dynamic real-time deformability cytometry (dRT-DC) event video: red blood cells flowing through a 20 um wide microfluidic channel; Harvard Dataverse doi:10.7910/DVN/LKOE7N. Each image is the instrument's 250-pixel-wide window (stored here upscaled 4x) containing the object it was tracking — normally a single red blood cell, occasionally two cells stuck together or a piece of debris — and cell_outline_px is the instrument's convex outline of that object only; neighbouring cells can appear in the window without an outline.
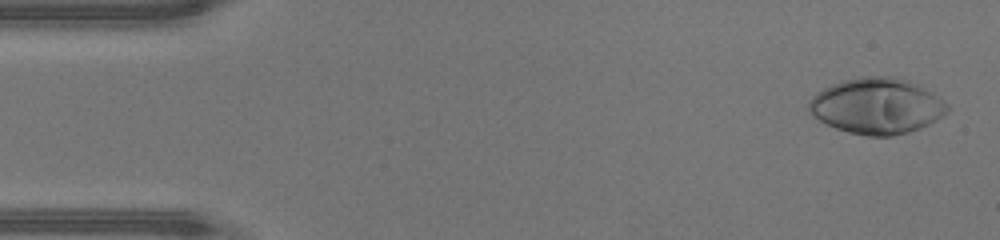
{"species": "human", "species_latin": "Homo sapiens", "temperature_condition": "warm", "stored_images_in_passage": 46, "camera_frame_rate_fps": 3000, "um_per_image_px": 0.085, "donor": {"sex": "male"}, "frame": {"image": 1, "passage_image": 2, "time_ms": 0.333, "image_size_px": [1000, 240], "cell_outline_px": [[948, 112], [936, 120], [920, 128], [908, 132], [892, 136], [868, 136], [848, 132], [824, 124], [808, 108], [808, 100], [816, 92], [832, 84], [844, 80], [860, 76], [892, 76], [908, 80], [920, 84], [944, 100], [948, 104]], "centroid_in_image_um": [74.55, 9.0], "position_along_channel_um": 10.5, "area_um2": 45.26}}
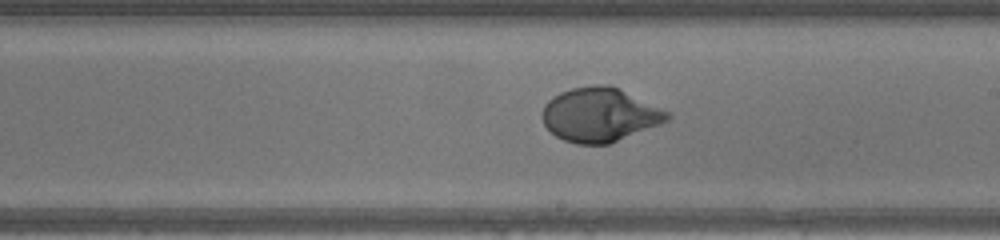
{"frame": {"image": 2, "passage_image": 26, "time_ms": 8.333, "image_size_px": [1000, 240], "cell_outline_px": [[672, 116], [668, 120], [660, 124], [608, 144], [576, 144], [564, 140], [556, 136], [544, 124], [544, 104], [552, 96], [560, 92], [572, 88], [596, 84], [608, 84], [668, 112]], "centroid_in_image_um": [50.95, 9.76], "position_along_channel_um": 238.0, "area_um2": 38.67}}
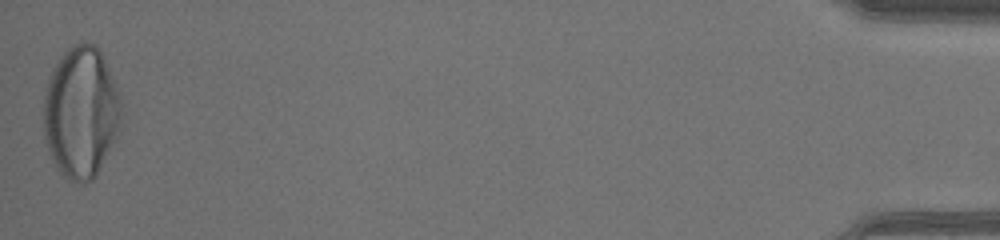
{"frame": {"image": 3, "passage_image": 46, "time_ms": 15.0, "image_size_px": [1000, 240], "cell_outline_px": [[120, 128], [96, 176], [92, 180], [84, 184], [72, 180], [64, 176], [56, 168], [48, 152], [44, 140], [44, 92], [48, 76], [52, 68], [60, 56], [72, 44], [80, 40], [84, 40], [96, 44], [100, 48], [120, 92]], "centroid_in_image_um": [6.87, 9.49], "position_along_channel_um": 428.3, "area_um2": 60.4}, "authors_computed_cell_mechanics": {"area_um2": 40.4311, "velocity_mm_per_s": 4.4257, "shape_relaxation_time_tau1_ms": 3.6299, "shape_relaxation_time_tau2_ms": null, "deformation_change_tau1": 0.2504, "deformation_change_tau2": null}}